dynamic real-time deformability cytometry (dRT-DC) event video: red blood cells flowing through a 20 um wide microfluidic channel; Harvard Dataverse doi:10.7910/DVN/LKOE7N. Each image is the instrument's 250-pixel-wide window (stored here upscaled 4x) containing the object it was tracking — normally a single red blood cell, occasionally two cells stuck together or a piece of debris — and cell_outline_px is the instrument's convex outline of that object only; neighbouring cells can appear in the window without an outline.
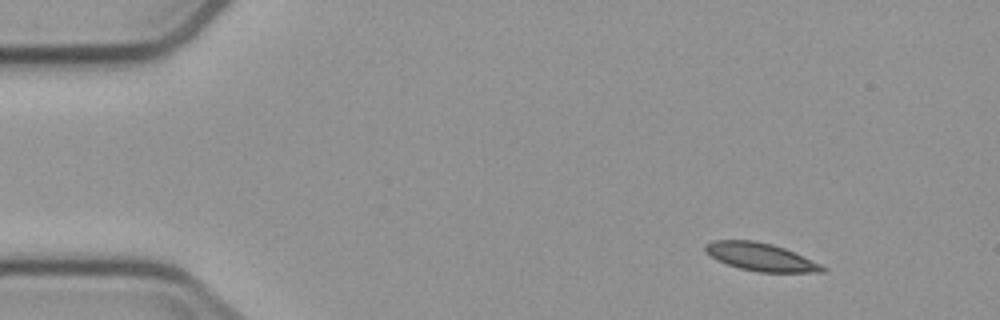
{"species": "common noctule bat (a hibernating species)", "species_latin": "Nyctalus noctula", "temperature_condition": "cold", "stored_images_in_passage": 3, "camera_frame_rate_fps": 3000, "um_per_image_px": 0.085, "animal": {"sex": "male", "body_mass_g": 23.1, "forearm_length_mm": 52.7}, "frame": {"image": 1, "passage_image": 1, "time_ms": 0.0, "image_size_px": [1000, 320], "cell_outline_px": [[828, 268], [824, 272], [756, 272], [740, 268], [716, 260], [708, 256], [704, 252], [704, 244], [712, 240], [756, 240], [772, 244], [784, 248], [820, 264]], "centroid_in_image_um": [64.59, 21.83], "position_along_channel_um": 20.4, "area_um2": 19.13}}